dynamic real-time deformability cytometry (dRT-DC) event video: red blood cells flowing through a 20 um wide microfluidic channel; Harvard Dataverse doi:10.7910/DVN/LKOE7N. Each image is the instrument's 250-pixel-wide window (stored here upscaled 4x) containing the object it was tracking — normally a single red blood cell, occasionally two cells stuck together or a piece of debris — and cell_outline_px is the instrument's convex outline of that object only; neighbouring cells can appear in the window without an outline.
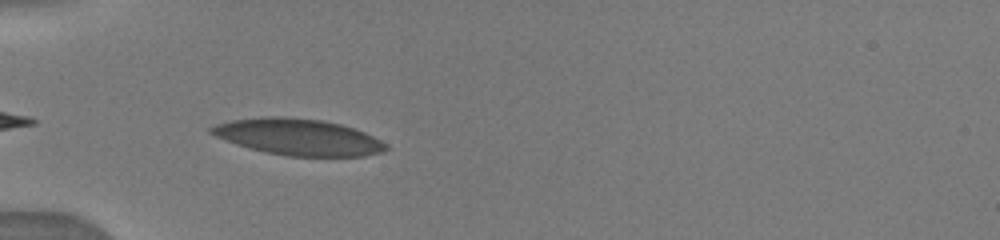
{"species": "human", "species_latin": "Homo sapiens", "temperature_condition": "warm", "stored_images_in_passage": 2, "camera_frame_rate_fps": 3000, "um_per_image_px": 0.085, "donor": {"sex": "male"}, "frame": {"image": 1, "passage_image": 1, "time_ms": 0.0, "image_size_px": [1000, 240], "cell_outline_px": [[388, 148], [384, 152], [364, 156], [288, 156], [268, 152], [236, 144], [216, 136], [208, 132], [208, 128], [216, 124], [232, 120], [264, 116], [280, 116], [320, 120], [340, 124], [364, 132], [388, 144]], "centroid_in_image_um": [25.36, 11.64], "position_along_channel_um": 59.6, "area_um2": 36.76}}